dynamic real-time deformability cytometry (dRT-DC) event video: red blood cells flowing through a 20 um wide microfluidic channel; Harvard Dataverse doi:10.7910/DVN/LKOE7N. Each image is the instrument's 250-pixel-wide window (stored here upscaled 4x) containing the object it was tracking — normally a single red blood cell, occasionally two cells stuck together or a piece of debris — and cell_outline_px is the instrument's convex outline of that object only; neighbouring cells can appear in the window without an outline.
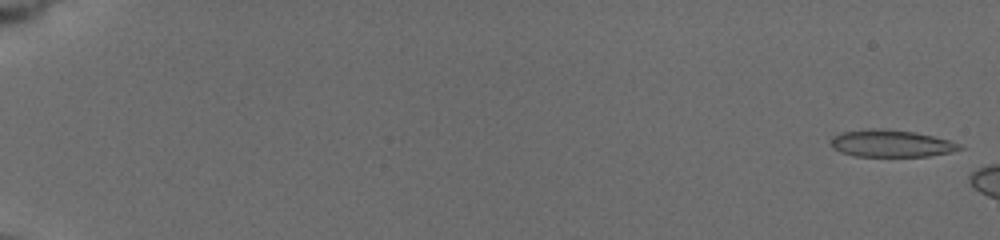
{"species": "common noctule bat (a hibernating species)", "species_latin": "Nyctalus noctula", "temperature_condition": "cold", "stored_images_in_passage": 47, "camera_frame_rate_fps": 3000, "um_per_image_px": 0.085, "animal": {"sex": "female", "body_mass_g": 19.5, "forearm_length_mm": 54.1}, "frame": {"image": 1, "passage_image": 1, "time_ms": 0.0, "image_size_px": [1000, 240], "cell_outline_px": [[964, 148], [952, 152], [928, 156], [856, 156], [840, 152], [832, 148], [832, 136], [840, 132], [868, 128], [880, 128], [916, 132], [948, 140], [960, 144]], "centroid_in_image_um": [75.73, 12.19], "position_along_channel_um": 9.3, "area_um2": 20.4}}
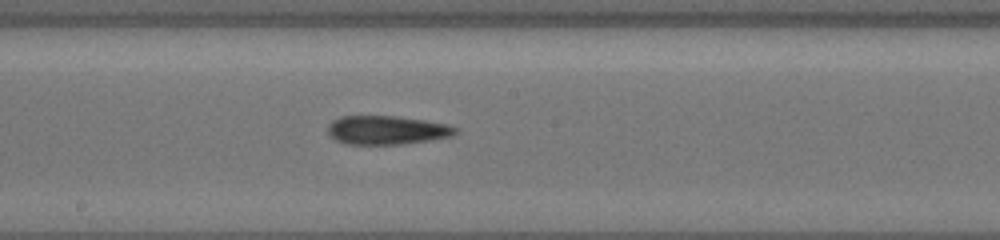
{"frame": {"image": 2, "passage_image": 27, "time_ms": 10.667, "image_size_px": [1000, 240], "cell_outline_px": [[456, 132], [452, 136], [432, 140], [400, 144], [344, 144], [328, 136], [328, 128], [332, 120], [340, 116], [392, 116], [424, 120], [444, 124], [456, 128]], "centroid_in_image_um": [32.82, 11.06], "position_along_channel_um": 215.4, "area_um2": 21.27}}
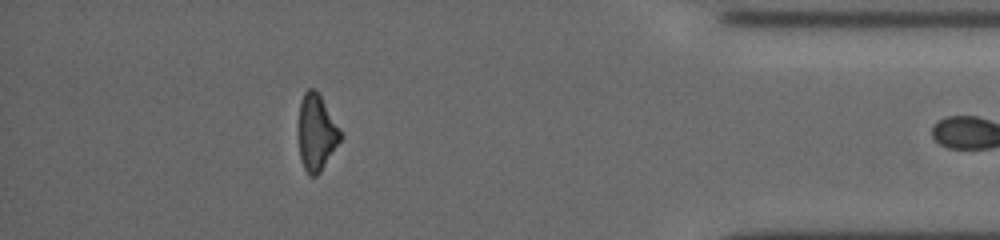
{"frame": {"image": 3, "passage_image": 45, "time_ms": 16.667, "image_size_px": [1000, 240], "cell_outline_px": [[340, 140], [320, 172], [316, 176], [308, 176], [300, 160], [300, 100], [304, 92], [308, 88], [316, 88], [340, 128]], "centroid_in_image_um": [26.9, 11.25], "position_along_channel_um": 408.3, "area_um2": 18.26}}